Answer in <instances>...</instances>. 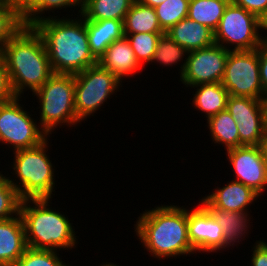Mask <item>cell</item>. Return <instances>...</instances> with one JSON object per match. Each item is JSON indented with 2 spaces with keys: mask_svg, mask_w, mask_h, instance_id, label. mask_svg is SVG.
<instances>
[{
  "mask_svg": "<svg viewBox=\"0 0 267 266\" xmlns=\"http://www.w3.org/2000/svg\"><path fill=\"white\" fill-rule=\"evenodd\" d=\"M41 16L32 26L41 35L53 73L77 74L97 64L87 37L86 19Z\"/></svg>",
  "mask_w": 267,
  "mask_h": 266,
  "instance_id": "obj_1",
  "label": "cell"
},
{
  "mask_svg": "<svg viewBox=\"0 0 267 266\" xmlns=\"http://www.w3.org/2000/svg\"><path fill=\"white\" fill-rule=\"evenodd\" d=\"M134 229L142 246L159 260L195 253L188 238V209L183 206L161 205L144 211Z\"/></svg>",
  "mask_w": 267,
  "mask_h": 266,
  "instance_id": "obj_2",
  "label": "cell"
},
{
  "mask_svg": "<svg viewBox=\"0 0 267 266\" xmlns=\"http://www.w3.org/2000/svg\"><path fill=\"white\" fill-rule=\"evenodd\" d=\"M16 96L37 91L53 74L41 35L33 26L23 25L2 50Z\"/></svg>",
  "mask_w": 267,
  "mask_h": 266,
  "instance_id": "obj_3",
  "label": "cell"
},
{
  "mask_svg": "<svg viewBox=\"0 0 267 266\" xmlns=\"http://www.w3.org/2000/svg\"><path fill=\"white\" fill-rule=\"evenodd\" d=\"M49 203V198L21 201L19 214L24 223L27 246L55 251L76 247L77 236L72 223L64 214L51 209Z\"/></svg>",
  "mask_w": 267,
  "mask_h": 266,
  "instance_id": "obj_4",
  "label": "cell"
},
{
  "mask_svg": "<svg viewBox=\"0 0 267 266\" xmlns=\"http://www.w3.org/2000/svg\"><path fill=\"white\" fill-rule=\"evenodd\" d=\"M47 142L46 139L37 147L13 151L14 161L11 169L19 182L16 181L17 184L10 177L8 180L22 200L52 198L56 182L55 169L46 154L49 147Z\"/></svg>",
  "mask_w": 267,
  "mask_h": 266,
  "instance_id": "obj_5",
  "label": "cell"
},
{
  "mask_svg": "<svg viewBox=\"0 0 267 266\" xmlns=\"http://www.w3.org/2000/svg\"><path fill=\"white\" fill-rule=\"evenodd\" d=\"M39 100L40 127L50 137L58 125H77L74 75L53 73L34 93Z\"/></svg>",
  "mask_w": 267,
  "mask_h": 266,
  "instance_id": "obj_6",
  "label": "cell"
},
{
  "mask_svg": "<svg viewBox=\"0 0 267 266\" xmlns=\"http://www.w3.org/2000/svg\"><path fill=\"white\" fill-rule=\"evenodd\" d=\"M122 81L98 63L74 74L75 111L82 122L120 88Z\"/></svg>",
  "mask_w": 267,
  "mask_h": 266,
  "instance_id": "obj_7",
  "label": "cell"
},
{
  "mask_svg": "<svg viewBox=\"0 0 267 266\" xmlns=\"http://www.w3.org/2000/svg\"><path fill=\"white\" fill-rule=\"evenodd\" d=\"M20 98L16 96L11 101L0 103V142L9 148L11 145L13 151L37 147L49 138L37 120L24 110V105L21 106Z\"/></svg>",
  "mask_w": 267,
  "mask_h": 266,
  "instance_id": "obj_8",
  "label": "cell"
},
{
  "mask_svg": "<svg viewBox=\"0 0 267 266\" xmlns=\"http://www.w3.org/2000/svg\"><path fill=\"white\" fill-rule=\"evenodd\" d=\"M221 83L229 95L266 100L260 81L257 49L230 50Z\"/></svg>",
  "mask_w": 267,
  "mask_h": 266,
  "instance_id": "obj_9",
  "label": "cell"
},
{
  "mask_svg": "<svg viewBox=\"0 0 267 266\" xmlns=\"http://www.w3.org/2000/svg\"><path fill=\"white\" fill-rule=\"evenodd\" d=\"M259 31V17L230 2L214 31V40L229 51L254 50L261 41Z\"/></svg>",
  "mask_w": 267,
  "mask_h": 266,
  "instance_id": "obj_10",
  "label": "cell"
},
{
  "mask_svg": "<svg viewBox=\"0 0 267 266\" xmlns=\"http://www.w3.org/2000/svg\"><path fill=\"white\" fill-rule=\"evenodd\" d=\"M228 54L229 50L216 43L188 52L180 67V81L186 87L221 83Z\"/></svg>",
  "mask_w": 267,
  "mask_h": 266,
  "instance_id": "obj_11",
  "label": "cell"
},
{
  "mask_svg": "<svg viewBox=\"0 0 267 266\" xmlns=\"http://www.w3.org/2000/svg\"><path fill=\"white\" fill-rule=\"evenodd\" d=\"M226 109L237 122L240 146H262L267 131L266 100L229 95Z\"/></svg>",
  "mask_w": 267,
  "mask_h": 266,
  "instance_id": "obj_12",
  "label": "cell"
},
{
  "mask_svg": "<svg viewBox=\"0 0 267 266\" xmlns=\"http://www.w3.org/2000/svg\"><path fill=\"white\" fill-rule=\"evenodd\" d=\"M226 152L236 177L233 180L261 196L267 190V158L263 146L243 145Z\"/></svg>",
  "mask_w": 267,
  "mask_h": 266,
  "instance_id": "obj_13",
  "label": "cell"
},
{
  "mask_svg": "<svg viewBox=\"0 0 267 266\" xmlns=\"http://www.w3.org/2000/svg\"><path fill=\"white\" fill-rule=\"evenodd\" d=\"M188 209V238L195 252H217L225 249L223 228L213 215L200 203Z\"/></svg>",
  "mask_w": 267,
  "mask_h": 266,
  "instance_id": "obj_14",
  "label": "cell"
},
{
  "mask_svg": "<svg viewBox=\"0 0 267 266\" xmlns=\"http://www.w3.org/2000/svg\"><path fill=\"white\" fill-rule=\"evenodd\" d=\"M259 195L250 187L241 182L232 180L222 188L215 189L204 196L199 203L205 208H217L231 212H245L250 204L256 201Z\"/></svg>",
  "mask_w": 267,
  "mask_h": 266,
  "instance_id": "obj_15",
  "label": "cell"
},
{
  "mask_svg": "<svg viewBox=\"0 0 267 266\" xmlns=\"http://www.w3.org/2000/svg\"><path fill=\"white\" fill-rule=\"evenodd\" d=\"M27 248L21 215L0 220V266H14Z\"/></svg>",
  "mask_w": 267,
  "mask_h": 266,
  "instance_id": "obj_16",
  "label": "cell"
},
{
  "mask_svg": "<svg viewBox=\"0 0 267 266\" xmlns=\"http://www.w3.org/2000/svg\"><path fill=\"white\" fill-rule=\"evenodd\" d=\"M97 63L120 80L128 75L130 77V75L138 73L142 67L126 36L111 43L97 60Z\"/></svg>",
  "mask_w": 267,
  "mask_h": 266,
  "instance_id": "obj_17",
  "label": "cell"
},
{
  "mask_svg": "<svg viewBox=\"0 0 267 266\" xmlns=\"http://www.w3.org/2000/svg\"><path fill=\"white\" fill-rule=\"evenodd\" d=\"M166 33L188 52L206 48L215 43L214 31L189 17L180 20Z\"/></svg>",
  "mask_w": 267,
  "mask_h": 266,
  "instance_id": "obj_18",
  "label": "cell"
},
{
  "mask_svg": "<svg viewBox=\"0 0 267 266\" xmlns=\"http://www.w3.org/2000/svg\"><path fill=\"white\" fill-rule=\"evenodd\" d=\"M86 29L90 51L97 60L111 43L124 36L121 20H86Z\"/></svg>",
  "mask_w": 267,
  "mask_h": 266,
  "instance_id": "obj_19",
  "label": "cell"
},
{
  "mask_svg": "<svg viewBox=\"0 0 267 266\" xmlns=\"http://www.w3.org/2000/svg\"><path fill=\"white\" fill-rule=\"evenodd\" d=\"M192 104L205 113L206 118L226 110L229 93L222 83H206L197 86Z\"/></svg>",
  "mask_w": 267,
  "mask_h": 266,
  "instance_id": "obj_20",
  "label": "cell"
},
{
  "mask_svg": "<svg viewBox=\"0 0 267 266\" xmlns=\"http://www.w3.org/2000/svg\"><path fill=\"white\" fill-rule=\"evenodd\" d=\"M223 228L225 238V249L240 243L239 240L245 238L250 228L249 212H231L217 208H206ZM244 236V237H243Z\"/></svg>",
  "mask_w": 267,
  "mask_h": 266,
  "instance_id": "obj_21",
  "label": "cell"
},
{
  "mask_svg": "<svg viewBox=\"0 0 267 266\" xmlns=\"http://www.w3.org/2000/svg\"><path fill=\"white\" fill-rule=\"evenodd\" d=\"M124 33H166L160 26L155 9L135 0L123 21Z\"/></svg>",
  "mask_w": 267,
  "mask_h": 266,
  "instance_id": "obj_22",
  "label": "cell"
},
{
  "mask_svg": "<svg viewBox=\"0 0 267 266\" xmlns=\"http://www.w3.org/2000/svg\"><path fill=\"white\" fill-rule=\"evenodd\" d=\"M135 0H83L81 15L86 20L101 21L124 18Z\"/></svg>",
  "mask_w": 267,
  "mask_h": 266,
  "instance_id": "obj_23",
  "label": "cell"
},
{
  "mask_svg": "<svg viewBox=\"0 0 267 266\" xmlns=\"http://www.w3.org/2000/svg\"><path fill=\"white\" fill-rule=\"evenodd\" d=\"M207 123L214 144H224L226 151L240 147L237 122L227 109L209 117Z\"/></svg>",
  "mask_w": 267,
  "mask_h": 266,
  "instance_id": "obj_24",
  "label": "cell"
},
{
  "mask_svg": "<svg viewBox=\"0 0 267 266\" xmlns=\"http://www.w3.org/2000/svg\"><path fill=\"white\" fill-rule=\"evenodd\" d=\"M231 0H190L188 17L215 31Z\"/></svg>",
  "mask_w": 267,
  "mask_h": 266,
  "instance_id": "obj_25",
  "label": "cell"
},
{
  "mask_svg": "<svg viewBox=\"0 0 267 266\" xmlns=\"http://www.w3.org/2000/svg\"><path fill=\"white\" fill-rule=\"evenodd\" d=\"M162 34L164 33H124L141 66L152 61L158 40Z\"/></svg>",
  "mask_w": 267,
  "mask_h": 266,
  "instance_id": "obj_26",
  "label": "cell"
},
{
  "mask_svg": "<svg viewBox=\"0 0 267 266\" xmlns=\"http://www.w3.org/2000/svg\"><path fill=\"white\" fill-rule=\"evenodd\" d=\"M189 1L190 0H166L154 8L159 24L165 32L180 20L188 17Z\"/></svg>",
  "mask_w": 267,
  "mask_h": 266,
  "instance_id": "obj_27",
  "label": "cell"
},
{
  "mask_svg": "<svg viewBox=\"0 0 267 266\" xmlns=\"http://www.w3.org/2000/svg\"><path fill=\"white\" fill-rule=\"evenodd\" d=\"M185 55H188V51L176 43L167 33H164L158 40L151 63L156 61L163 66H173V64L177 65L183 60Z\"/></svg>",
  "mask_w": 267,
  "mask_h": 266,
  "instance_id": "obj_28",
  "label": "cell"
},
{
  "mask_svg": "<svg viewBox=\"0 0 267 266\" xmlns=\"http://www.w3.org/2000/svg\"><path fill=\"white\" fill-rule=\"evenodd\" d=\"M22 26V18L15 12L11 1L2 0L0 2V51Z\"/></svg>",
  "mask_w": 267,
  "mask_h": 266,
  "instance_id": "obj_29",
  "label": "cell"
},
{
  "mask_svg": "<svg viewBox=\"0 0 267 266\" xmlns=\"http://www.w3.org/2000/svg\"><path fill=\"white\" fill-rule=\"evenodd\" d=\"M1 173L0 171V220H5L19 215L22 199L8 177Z\"/></svg>",
  "mask_w": 267,
  "mask_h": 266,
  "instance_id": "obj_30",
  "label": "cell"
},
{
  "mask_svg": "<svg viewBox=\"0 0 267 266\" xmlns=\"http://www.w3.org/2000/svg\"><path fill=\"white\" fill-rule=\"evenodd\" d=\"M55 250L27 248L14 266H69Z\"/></svg>",
  "mask_w": 267,
  "mask_h": 266,
  "instance_id": "obj_31",
  "label": "cell"
},
{
  "mask_svg": "<svg viewBox=\"0 0 267 266\" xmlns=\"http://www.w3.org/2000/svg\"><path fill=\"white\" fill-rule=\"evenodd\" d=\"M80 7L78 14H81L83 0H40L23 18V25L32 26L37 21L41 20V15L45 11L62 9L67 7Z\"/></svg>",
  "mask_w": 267,
  "mask_h": 266,
  "instance_id": "obj_32",
  "label": "cell"
},
{
  "mask_svg": "<svg viewBox=\"0 0 267 266\" xmlns=\"http://www.w3.org/2000/svg\"><path fill=\"white\" fill-rule=\"evenodd\" d=\"M15 97L16 95L11 85L6 62L2 51H0V103L11 101Z\"/></svg>",
  "mask_w": 267,
  "mask_h": 266,
  "instance_id": "obj_33",
  "label": "cell"
},
{
  "mask_svg": "<svg viewBox=\"0 0 267 266\" xmlns=\"http://www.w3.org/2000/svg\"><path fill=\"white\" fill-rule=\"evenodd\" d=\"M257 51L259 54V74L263 95L267 98V41L261 40Z\"/></svg>",
  "mask_w": 267,
  "mask_h": 266,
  "instance_id": "obj_34",
  "label": "cell"
},
{
  "mask_svg": "<svg viewBox=\"0 0 267 266\" xmlns=\"http://www.w3.org/2000/svg\"><path fill=\"white\" fill-rule=\"evenodd\" d=\"M231 2L255 14L257 17L267 11V0H231Z\"/></svg>",
  "mask_w": 267,
  "mask_h": 266,
  "instance_id": "obj_35",
  "label": "cell"
},
{
  "mask_svg": "<svg viewBox=\"0 0 267 266\" xmlns=\"http://www.w3.org/2000/svg\"><path fill=\"white\" fill-rule=\"evenodd\" d=\"M252 250L251 266H267V243L259 240Z\"/></svg>",
  "mask_w": 267,
  "mask_h": 266,
  "instance_id": "obj_36",
  "label": "cell"
},
{
  "mask_svg": "<svg viewBox=\"0 0 267 266\" xmlns=\"http://www.w3.org/2000/svg\"><path fill=\"white\" fill-rule=\"evenodd\" d=\"M15 12L23 18L40 0H10Z\"/></svg>",
  "mask_w": 267,
  "mask_h": 266,
  "instance_id": "obj_37",
  "label": "cell"
},
{
  "mask_svg": "<svg viewBox=\"0 0 267 266\" xmlns=\"http://www.w3.org/2000/svg\"><path fill=\"white\" fill-rule=\"evenodd\" d=\"M259 30H261L260 33L263 30L267 32V11L259 17ZM260 39L267 41V36L263 37V35H260Z\"/></svg>",
  "mask_w": 267,
  "mask_h": 266,
  "instance_id": "obj_38",
  "label": "cell"
},
{
  "mask_svg": "<svg viewBox=\"0 0 267 266\" xmlns=\"http://www.w3.org/2000/svg\"><path fill=\"white\" fill-rule=\"evenodd\" d=\"M143 5L150 6L152 8H155L156 6L162 4L166 0H137Z\"/></svg>",
  "mask_w": 267,
  "mask_h": 266,
  "instance_id": "obj_39",
  "label": "cell"
},
{
  "mask_svg": "<svg viewBox=\"0 0 267 266\" xmlns=\"http://www.w3.org/2000/svg\"><path fill=\"white\" fill-rule=\"evenodd\" d=\"M263 149H264V152H265V156L267 158V131H266V135H265V138H264V142H263Z\"/></svg>",
  "mask_w": 267,
  "mask_h": 266,
  "instance_id": "obj_40",
  "label": "cell"
},
{
  "mask_svg": "<svg viewBox=\"0 0 267 266\" xmlns=\"http://www.w3.org/2000/svg\"><path fill=\"white\" fill-rule=\"evenodd\" d=\"M101 266H119V265H116L114 263H105V264H101Z\"/></svg>",
  "mask_w": 267,
  "mask_h": 266,
  "instance_id": "obj_41",
  "label": "cell"
}]
</instances>
